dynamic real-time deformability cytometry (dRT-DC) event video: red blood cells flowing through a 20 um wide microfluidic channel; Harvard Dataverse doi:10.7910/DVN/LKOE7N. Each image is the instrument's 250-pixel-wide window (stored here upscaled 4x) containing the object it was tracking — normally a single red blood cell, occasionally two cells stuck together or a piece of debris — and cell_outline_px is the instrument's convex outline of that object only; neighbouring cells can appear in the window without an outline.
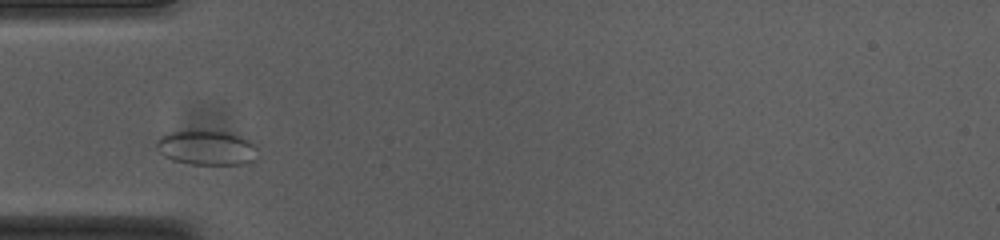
{"species": "common noctule bat (a hibernating species)", "species_latin": "Nyctalus noctula", "temperature_condition": "cold", "stored_images_in_passage": 28, "camera_frame_rate_fps": 3000, "um_per_image_px": 0.085, "animal": {"sex": "female", "body_mass_g": 23.0, "forearm_length_mm": 53.4}, "frame": {"image": 1, "passage_image": 1, "time_ms": 0.0, "image_size_px": [1000, 240], "cell_outline_px": [[256, 160], [248, 164], [192, 164], [172, 160], [164, 156], [156, 148], [156, 140], [164, 132], [200, 128], [224, 128], [256, 140]], "centroid_in_image_um": [17.63, 12.46], "position_along_channel_um": 67.4, "area_um2": 22.2}}
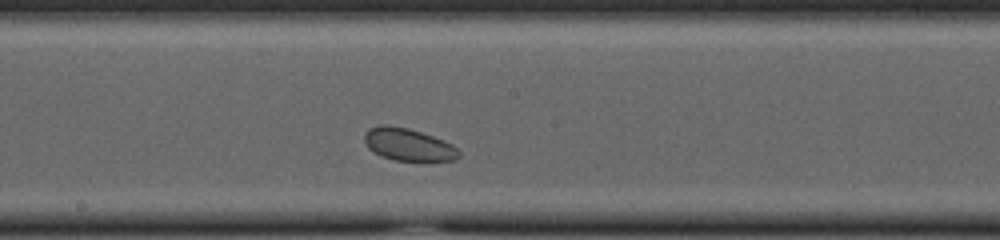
{"frame": {"image": 2, "passage_image": 13, "time_ms": 4.0, "image_size_px": [1000, 240], "cell_outline_px": [[460, 156], [456, 160], [396, 160], [380, 156], [368, 148], [364, 140], [364, 136], [368, 128], [380, 124], [388, 124], [408, 128], [444, 140], [452, 144], [460, 152]], "centroid_in_image_um": [34.68, 12.27], "position_along_channel_um": 213.5, "area_um2": 17.8}}
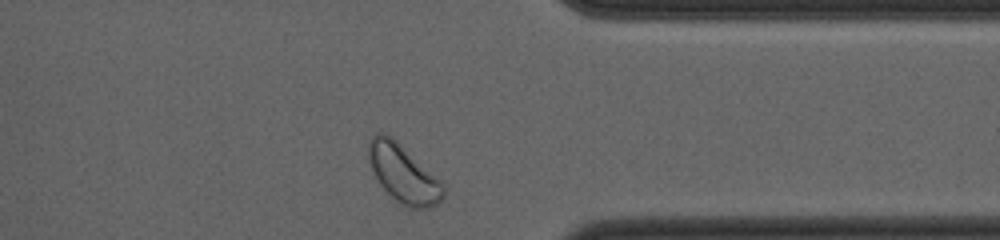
{"frame": {"image": 3, "passage_image": 27, "time_ms": 8.667, "image_size_px": [1000, 240], "cell_outline_px": [[444, 196], [432, 208], [408, 208], [400, 204], [380, 184], [372, 168], [368, 156], [368, 144], [372, 136], [376, 132], [384, 132], [392, 136], [440, 180], [444, 184]], "centroid_in_image_um": [34.28, 14.75], "position_along_channel_um": 377.1, "area_um2": 25.03}}